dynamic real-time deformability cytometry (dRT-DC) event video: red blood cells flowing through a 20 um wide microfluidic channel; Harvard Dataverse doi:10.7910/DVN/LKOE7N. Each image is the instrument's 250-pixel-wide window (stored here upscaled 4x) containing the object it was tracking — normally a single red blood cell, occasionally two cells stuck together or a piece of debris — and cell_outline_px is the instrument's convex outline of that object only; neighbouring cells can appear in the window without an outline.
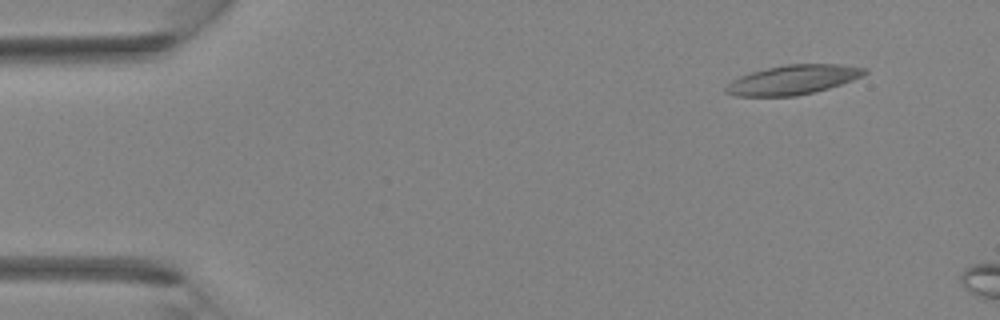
{"species": "Egyptian fruit bat (a non-hibernating species)", "species_latin": "Rousettus aegyptiacus", "temperature_condition": "room temperature", "stored_images_in_passage": 3, "camera_frame_rate_fps": 3000, "um_per_image_px": 0.085, "animal": {"sex": "female"}, "frame": {"image": 1, "passage_image": 1, "time_ms": 0.0, "image_size_px": [1000, 320], "cell_outline_px": [[868, 72], [864, 76], [828, 88], [796, 96], [736, 96], [724, 92], [724, 88], [732, 80], [740, 76], [752, 72], [784, 64], [840, 64], [868, 68]], "centroid_in_image_um": [67.42, 6.77], "position_along_channel_um": 17.6, "area_um2": 23.76}}